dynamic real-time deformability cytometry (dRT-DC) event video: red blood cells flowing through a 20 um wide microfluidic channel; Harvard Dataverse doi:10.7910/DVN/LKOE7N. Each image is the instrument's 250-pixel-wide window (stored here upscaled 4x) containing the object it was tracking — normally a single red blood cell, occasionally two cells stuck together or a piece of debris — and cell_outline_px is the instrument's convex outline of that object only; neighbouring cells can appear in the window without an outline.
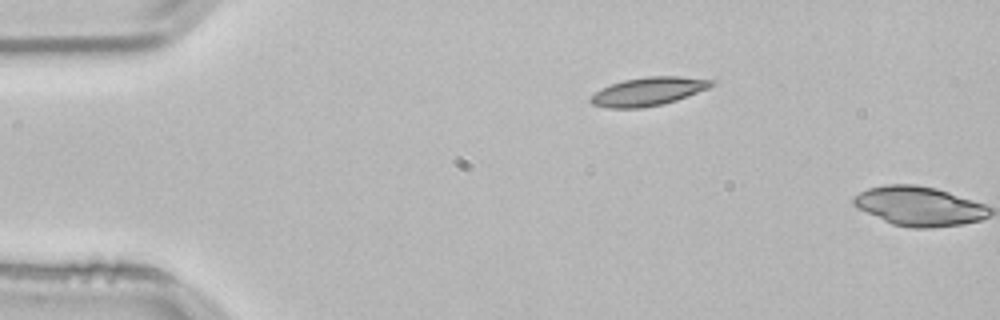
{"species": "common noctule bat (a hibernating species)", "species_latin": "Nyctalus noctula", "temperature_condition": "room temperature", "stored_images_in_passage": 2, "camera_frame_rate_fps": 3000, "um_per_image_px": 0.085, "animal": {"sex": "male", "body_mass_g": 21.5, "forearm_length_mm": 52.0}, "frame": {"image": 1, "passage_image": 1, "time_ms": 0.0, "image_size_px": [1000, 320], "cell_outline_px": [[716, 80], [708, 88], [676, 100], [664, 104], [640, 108], [608, 108], [592, 104], [588, 100], [600, 88], [624, 80], [648, 76], [680, 76]], "centroid_in_image_um": [55.08, 7.77], "position_along_channel_um": 29.9, "area_um2": 19.88}}